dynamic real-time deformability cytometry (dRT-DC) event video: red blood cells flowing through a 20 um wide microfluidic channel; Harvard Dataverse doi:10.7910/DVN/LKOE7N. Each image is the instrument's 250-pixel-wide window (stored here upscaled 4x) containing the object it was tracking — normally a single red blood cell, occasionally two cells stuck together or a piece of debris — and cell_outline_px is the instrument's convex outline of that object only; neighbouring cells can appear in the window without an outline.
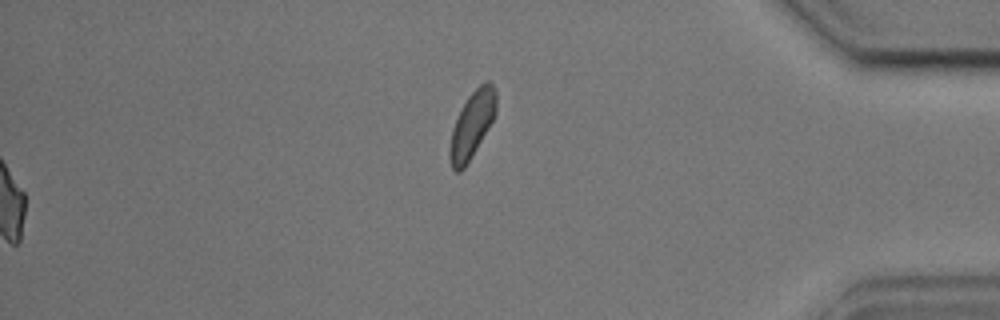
{"species": "common noctule bat (a hibernating species)", "species_latin": "Nyctalus noctula", "temperature_condition": "cold", "stored_images_in_passage": 54, "segment_of_instrument_passage": [2, 2], "camera_frame_rate_fps": 3000, "um_per_image_px": 0.085, "animal": {"sex": "male", "body_mass_g": 17.9, "forearm_length_mm": 54.2}, "frame": {"image": 1, "passage_image": 54, "time_ms": 17.667, "image_size_px": [1000, 320], "cell_outline_px": [[496, 112], [492, 120], [476, 148], [464, 168], [460, 172], [456, 172], [452, 168], [448, 156], [448, 148], [452, 128], [468, 96], [484, 80], [488, 80], [492, 84], [496, 92]], "centroid_in_image_um": [40.1, 10.6], "position_along_channel_um": 395.1, "area_um2": 17.69}}